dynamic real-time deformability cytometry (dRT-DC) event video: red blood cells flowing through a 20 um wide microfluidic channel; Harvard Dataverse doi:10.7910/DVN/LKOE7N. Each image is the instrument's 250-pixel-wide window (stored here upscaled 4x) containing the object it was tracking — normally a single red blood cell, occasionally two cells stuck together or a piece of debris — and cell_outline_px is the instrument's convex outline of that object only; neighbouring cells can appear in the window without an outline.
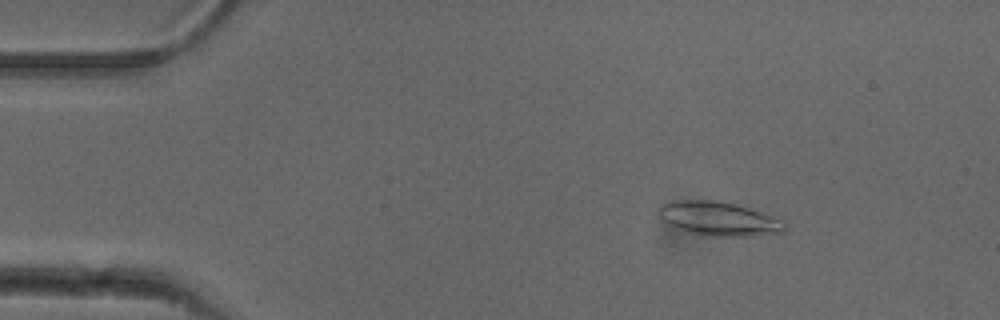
{"species": "common noctule bat (a hibernating species)", "species_latin": "Nyctalus noctula", "temperature_condition": "cold", "stored_images_in_passage": 25, "camera_frame_rate_fps": 3000, "um_per_image_px": 0.085, "animal": {"sex": "female"}, "frame": {"image": 1, "passage_image": 4, "time_ms": 1.0, "image_size_px": [1000, 320], "cell_outline_px": [[788, 224], [784, 232], [752, 236], [708, 236], [672, 228], [664, 224], [656, 212], [660, 204], [668, 200], [716, 200], [736, 204], [784, 220]], "centroid_in_image_um": [61.02, 18.59], "position_along_channel_um": 24.0, "area_um2": 25.55}}
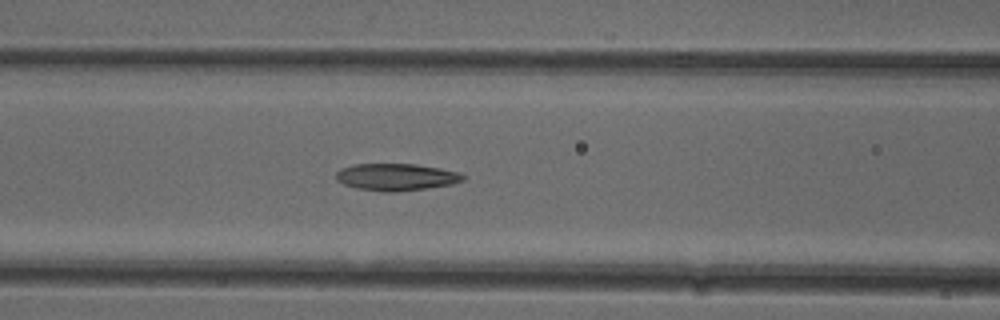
{"frame": {"image": 2, "passage_image": 18, "time_ms": 5.667, "image_size_px": [1000, 320], "cell_outline_px": [[468, 176], [464, 180], [452, 184], [396, 192], [384, 192], [356, 188], [344, 184], [336, 180], [336, 172], [340, 168], [352, 164], [416, 164], [440, 168], [460, 172]], "centroid_in_image_um": [33.69, 15.04], "position_along_channel_um": 132.9, "area_um2": 20.17}}
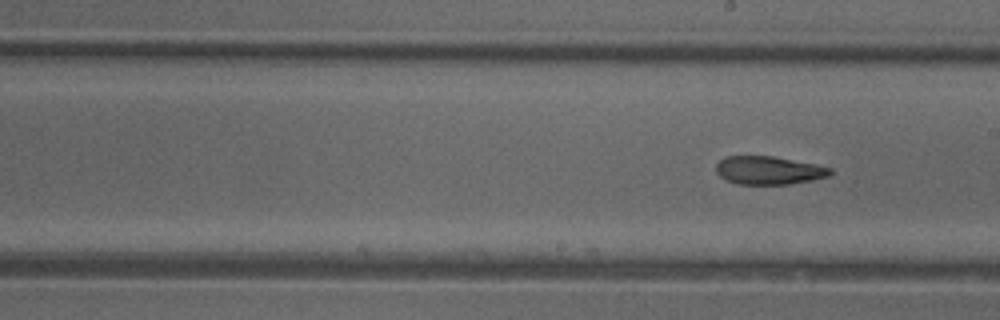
{"frame": {"image": 3, "passage_image": 25, "time_ms": 8.0, "image_size_px": [1000, 320], "cell_outline_px": [[832, 172], [828, 176], [812, 180], [788, 184], [736, 184], [720, 176], [716, 172], [716, 164], [724, 156], [772, 156], [832, 168]], "centroid_in_image_um": [65.3, 14.48], "position_along_channel_um": 223.7, "area_um2": 18.55}}